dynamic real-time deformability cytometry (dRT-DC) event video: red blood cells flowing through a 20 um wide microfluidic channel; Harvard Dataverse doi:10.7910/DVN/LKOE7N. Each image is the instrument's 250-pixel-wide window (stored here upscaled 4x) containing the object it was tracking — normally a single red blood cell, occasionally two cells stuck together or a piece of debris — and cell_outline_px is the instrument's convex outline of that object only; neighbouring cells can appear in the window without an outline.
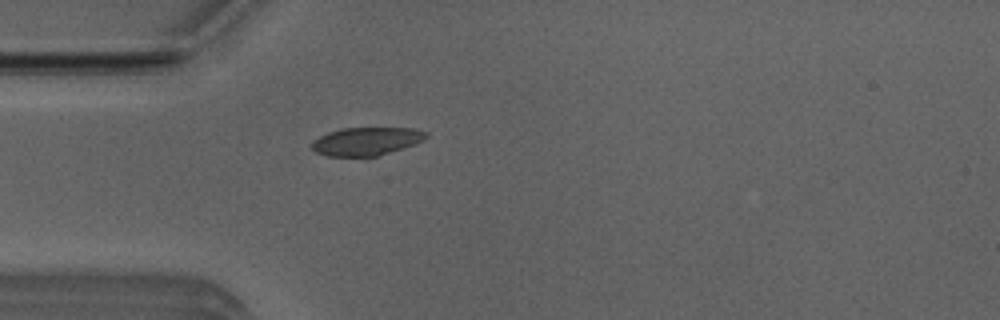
{"species": "Egyptian fruit bat (a non-hibernating species)", "species_latin": "Rousettus aegyptiacus", "temperature_condition": "room temperature", "stored_images_in_passage": 34, "camera_frame_rate_fps": 3000, "um_per_image_px": 0.085, "animal": {"sex": "male"}, "frame": {"image": 1, "passage_image": 3, "time_ms": 0.667, "image_size_px": [1000, 320], "cell_outline_px": [[428, 136], [424, 140], [376, 156], [328, 156], [316, 152], [312, 148], [312, 140], [328, 132], [344, 128], [412, 128], [428, 132]], "centroid_in_image_um": [31.12, 12.0], "position_along_channel_um": 53.9, "area_um2": 18.44}}
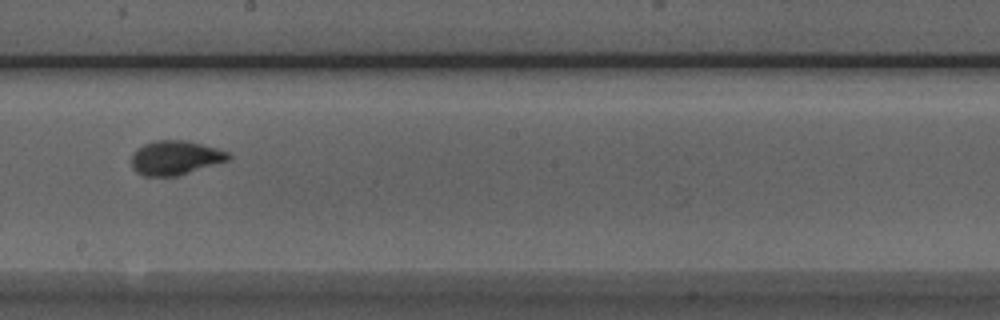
{"frame": {"image": 2, "passage_image": 17, "time_ms": 5.333, "image_size_px": [1000, 320], "cell_outline_px": [[232, 156], [228, 160], [180, 176], [144, 176], [136, 172], [132, 168], [132, 152], [136, 148], [144, 144], [156, 140], [188, 140], [216, 148], [228, 152]], "centroid_in_image_um": [14.88, 13.41], "position_along_channel_um": 233.3, "area_um2": 19.54}}
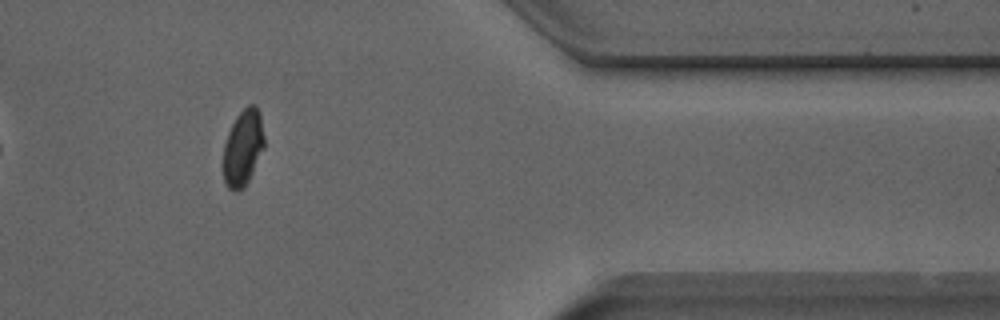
{"frame": {"image": 3, "passage_image": 31, "time_ms": 10.0, "image_size_px": [1000, 320], "cell_outline_px": [[264, 148], [244, 188], [236, 192], [228, 188], [224, 180], [224, 144], [228, 132], [236, 116], [248, 104], [256, 104], [260, 112], [264, 136]], "centroid_in_image_um": [20.66, 12.53], "position_along_channel_um": 390.7, "area_um2": 18.15}, "authors_computed_cell_mechanics": {"area_um2": 19.3052, "velocity_mm_per_s": 3.9529, "shape_relaxation_time_tau1_ms": 3.6181, "shape_relaxation_time_tau2_ms": null, "deformation_change_tau1": 0.1208, "deformation_change_tau2": null}}